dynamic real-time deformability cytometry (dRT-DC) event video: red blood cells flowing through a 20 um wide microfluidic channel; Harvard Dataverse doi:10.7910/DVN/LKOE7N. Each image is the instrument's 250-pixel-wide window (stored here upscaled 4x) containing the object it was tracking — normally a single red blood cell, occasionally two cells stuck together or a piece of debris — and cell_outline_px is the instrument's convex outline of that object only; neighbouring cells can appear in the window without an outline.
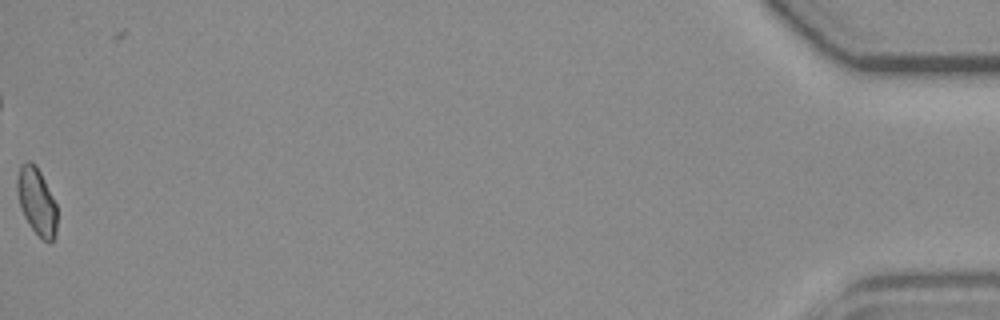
{"species": "common noctule bat (a hibernating species)", "species_latin": "Nyctalus noctula", "temperature_condition": "room temperature", "stored_images_in_passage": 39, "camera_frame_rate_fps": 3000, "um_per_image_px": 0.085, "animal": {"sex": "female", "body_mass_g": 19.3, "forearm_length_mm": 54.1}, "frame": {"image": 1, "passage_image": 39, "time_ms": 12.667, "image_size_px": [1000, 320], "cell_outline_px": [[56, 236], [48, 244], [32, 228], [24, 216], [20, 208], [16, 188], [16, 180], [20, 164], [28, 160], [36, 164], [56, 204]], "centroid_in_image_um": [3.1, 17.09], "position_along_channel_um": 432.1, "area_um2": 15.55}, "authors_computed_cell_mechanics": {"area_um2": 16.0684, "velocity_mm_per_s": 3.7711, "shape_relaxation_time_tau1_ms": null, "shape_relaxation_time_tau2_ms": 1.9586, "deformation_change_tau1": null, "deformation_change_tau2": 0.0659}}